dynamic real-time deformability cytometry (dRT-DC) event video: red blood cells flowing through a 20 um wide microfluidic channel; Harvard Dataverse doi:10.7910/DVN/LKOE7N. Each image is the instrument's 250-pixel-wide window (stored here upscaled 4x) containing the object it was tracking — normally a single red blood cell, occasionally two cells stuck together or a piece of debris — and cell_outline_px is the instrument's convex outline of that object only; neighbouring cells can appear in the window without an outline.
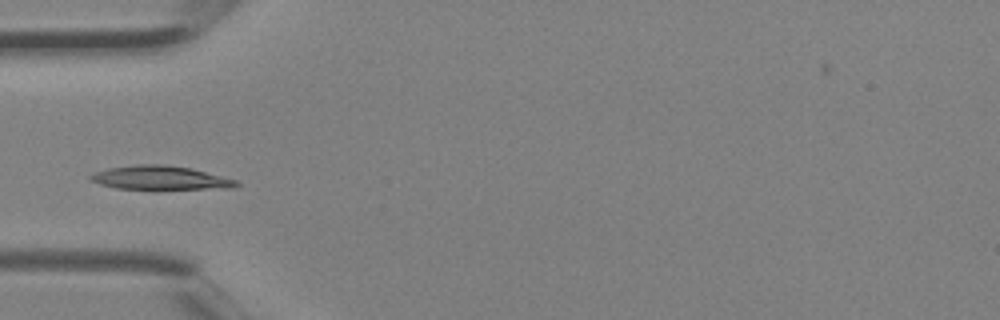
{"species": "Egyptian fruit bat (a non-hibernating species)", "species_latin": "Rousettus aegyptiacus", "temperature_condition": "room temperature", "stored_images_in_passage": 3, "camera_frame_rate_fps": 3000, "um_per_image_px": 0.085, "animal": {"sex": "female"}, "frame": {"image": 1, "passage_image": 3, "time_ms": 0.667, "image_size_px": [1000, 320], "cell_outline_px": [[240, 184], [232, 188], [116, 188], [100, 184], [88, 180], [88, 176], [96, 172], [108, 168], [136, 164], [164, 164], [192, 168], [236, 180]], "centroid_in_image_um": [13.58, 15.09], "position_along_channel_um": 71.4, "area_um2": 19.88}}